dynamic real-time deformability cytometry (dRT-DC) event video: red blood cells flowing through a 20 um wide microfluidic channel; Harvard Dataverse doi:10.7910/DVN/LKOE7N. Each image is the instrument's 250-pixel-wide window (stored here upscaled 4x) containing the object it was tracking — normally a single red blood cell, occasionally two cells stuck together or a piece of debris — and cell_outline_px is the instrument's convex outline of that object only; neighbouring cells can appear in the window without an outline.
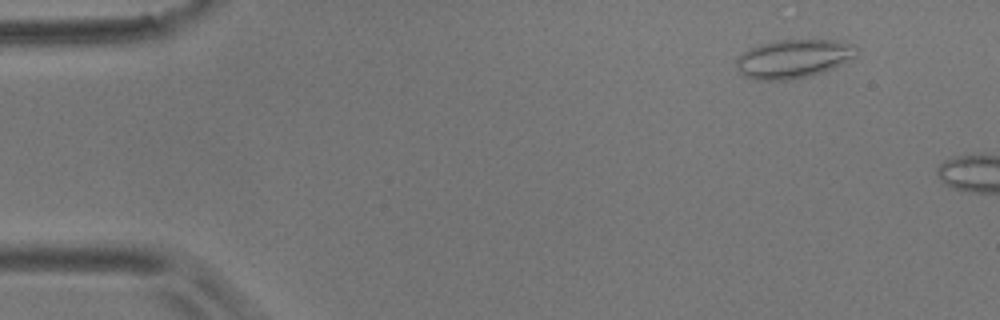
{"species": "common noctule bat (a hibernating species)", "species_latin": "Nyctalus noctula", "temperature_condition": "room temperature", "stored_images_in_passage": 2, "camera_frame_rate_fps": 3000, "um_per_image_px": 0.085, "animal": {"sex": "male", "body_mass_g": 17.9}, "frame": {"image": 1, "passage_image": 1, "time_ms": 0.0, "image_size_px": [1000, 320], "cell_outline_px": [[860, 48], [856, 56], [832, 68], [808, 76], [788, 80], [760, 80], [744, 76], [736, 68], [736, 60], [748, 48], [760, 44], [776, 40], [836, 40], [856, 44]], "centroid_in_image_um": [67.46, 4.97], "position_along_channel_um": 17.5, "area_um2": 27.11}}